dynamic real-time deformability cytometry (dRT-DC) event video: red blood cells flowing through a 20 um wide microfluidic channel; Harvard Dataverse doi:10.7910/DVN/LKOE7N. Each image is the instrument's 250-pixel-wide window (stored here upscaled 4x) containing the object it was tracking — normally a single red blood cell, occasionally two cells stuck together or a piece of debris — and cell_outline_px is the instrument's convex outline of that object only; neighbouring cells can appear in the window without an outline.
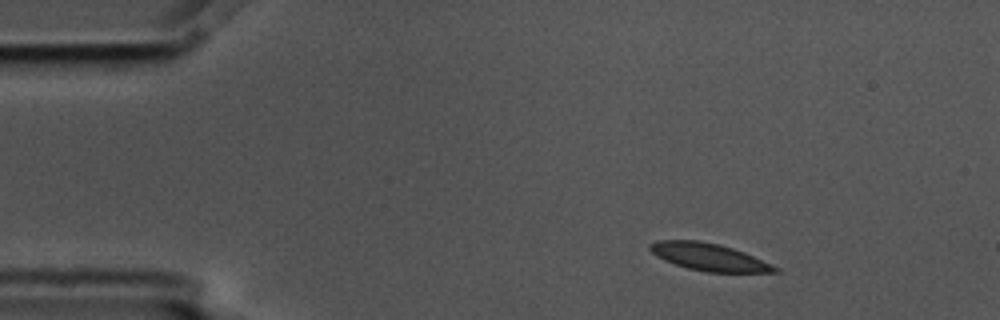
{"species": "common noctule bat (a hibernating species)", "species_latin": "Nyctalus noctula", "temperature_condition": "cold", "stored_images_in_passage": 4, "camera_frame_rate_fps": 3000, "um_per_image_px": 0.085, "animal": {"sex": "male", "body_mass_g": 17.5, "forearm_length_mm": 52.3}, "frame": {"image": 1, "passage_image": 1, "time_ms": 0.0, "image_size_px": [1000, 320], "cell_outline_px": [[780, 272], [708, 272], [688, 268], [676, 264], [652, 252], [648, 248], [648, 244], [656, 240], [700, 240], [720, 244], [744, 252], [772, 264], [780, 268]], "centroid_in_image_um": [60.3, 21.83], "position_along_channel_um": 24.7, "area_um2": 19.71}}
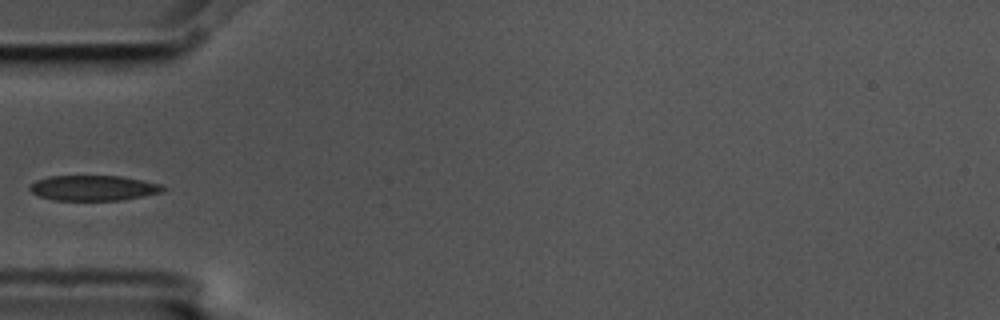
{"frame": {"image": 2, "passage_image": 4, "time_ms": 1.0, "image_size_px": [1000, 320], "cell_outline_px": [[168, 188], [164, 192], [120, 200], [52, 200], [40, 196], [32, 192], [28, 188], [36, 180], [48, 176], [120, 176], [160, 184]], "centroid_in_image_um": [7.95, 15.98], "position_along_channel_um": 77.1, "area_um2": 19.54}}